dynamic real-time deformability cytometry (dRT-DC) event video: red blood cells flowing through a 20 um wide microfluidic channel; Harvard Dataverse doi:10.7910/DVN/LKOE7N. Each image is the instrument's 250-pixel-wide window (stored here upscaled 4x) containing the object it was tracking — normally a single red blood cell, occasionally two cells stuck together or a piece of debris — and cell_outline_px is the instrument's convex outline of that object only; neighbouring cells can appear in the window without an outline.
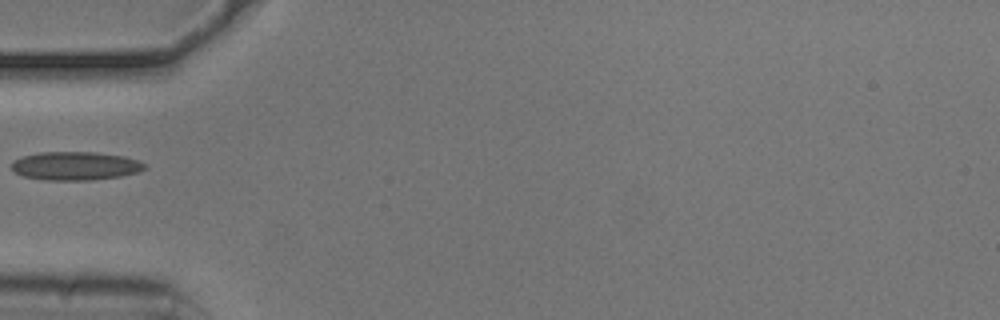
{"species": "common noctule bat (a hibernating species)", "species_latin": "Nyctalus noctula", "temperature_condition": "cold", "stored_images_in_passage": 37, "camera_frame_rate_fps": 3000, "um_per_image_px": 0.085, "animal": {"sex": "male", "body_mass_g": 20.5, "forearm_length_mm": 52.5}, "frame": {"image": 1, "passage_image": 1, "time_ms": 0.0, "image_size_px": [1000, 320], "cell_outline_px": [[148, 168], [136, 172], [120, 176], [92, 180], [44, 180], [24, 176], [16, 172], [12, 168], [12, 160], [24, 156], [40, 152], [96, 152], [124, 156], [148, 164]], "centroid_in_image_um": [6.43, 14.1], "position_along_channel_um": 78.6, "area_um2": 22.08}}
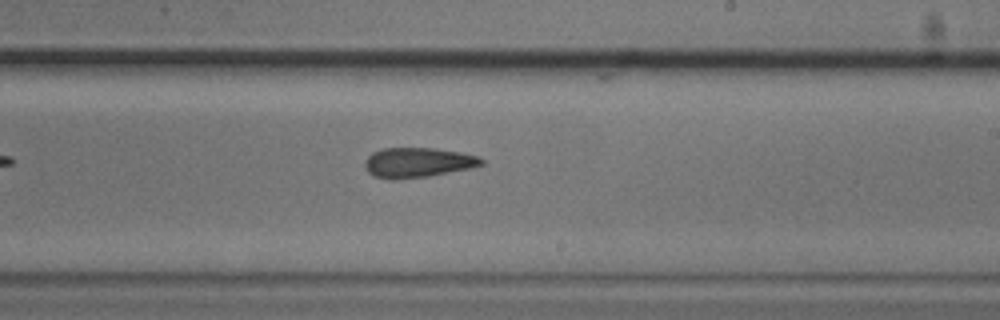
{"frame": {"image": 2, "passage_image": 15, "time_ms": 4.667, "image_size_px": [1000, 320], "cell_outline_px": [[484, 164], [472, 168], [428, 176], [392, 180], [376, 176], [368, 172], [364, 164], [368, 156], [372, 152], [384, 148], [436, 148], [460, 152], [480, 156], [484, 160]], "centroid_in_image_um": [35.55, 13.81], "position_along_channel_um": 253.5, "area_um2": 20.35}}
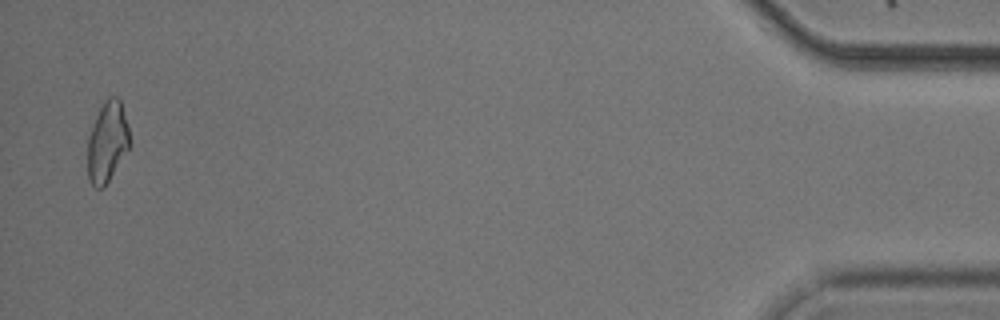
{"frame": {"image": 3, "passage_image": 36, "time_ms": 11.667, "image_size_px": [1000, 320], "cell_outline_px": [[132, 144], [104, 188], [96, 188], [88, 180], [88, 136], [96, 116], [104, 100], [108, 96], [116, 96], [120, 100], [128, 124]], "centroid_in_image_um": [9.14, 12.06], "position_along_channel_um": 426.1, "area_um2": 20.0}}